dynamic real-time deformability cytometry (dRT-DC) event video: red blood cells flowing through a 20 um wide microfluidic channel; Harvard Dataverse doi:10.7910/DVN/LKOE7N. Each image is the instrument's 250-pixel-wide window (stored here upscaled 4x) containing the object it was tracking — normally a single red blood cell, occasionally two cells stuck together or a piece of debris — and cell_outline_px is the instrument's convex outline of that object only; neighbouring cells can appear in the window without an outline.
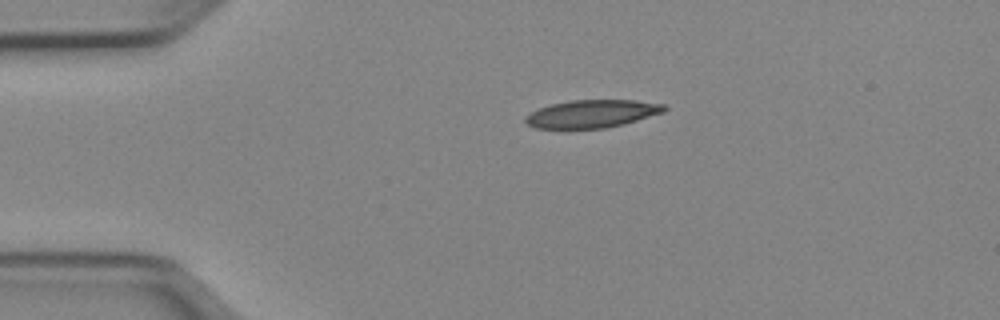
{"species": "Egyptian fruit bat (a non-hibernating species)", "species_latin": "Rousettus aegyptiacus", "temperature_condition": "cold", "stored_images_in_passage": 41, "camera_frame_rate_fps": 3000, "um_per_image_px": 0.085, "animal": {"sex": "female"}, "frame": {"image": 1, "passage_image": 1, "time_ms": 0.0, "image_size_px": [1000, 320], "cell_outline_px": [[668, 108], [664, 112], [624, 124], [604, 128], [536, 128], [528, 124], [524, 120], [524, 116], [540, 108], [552, 104], [572, 100], [636, 100], [664, 104]], "centroid_in_image_um": [50.35, 9.66], "position_along_channel_um": 34.7, "area_um2": 22.37}}
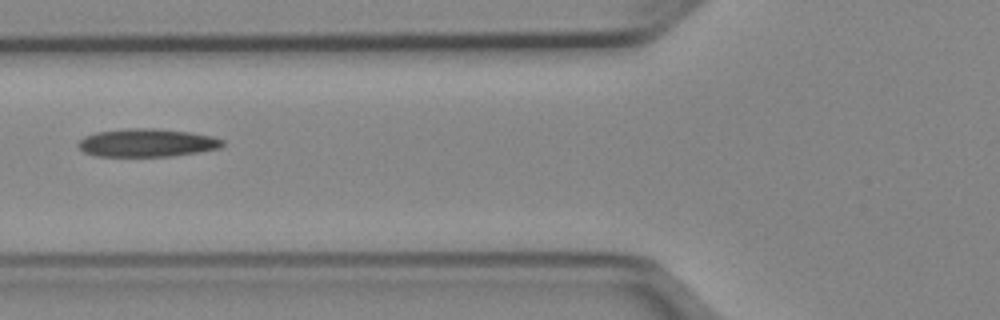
{"frame": {"image": 2, "passage_image": 10, "time_ms": 3.0, "image_size_px": [1000, 320], "cell_outline_px": [[224, 144], [220, 148], [172, 156], [96, 156], [84, 152], [76, 144], [84, 136], [96, 132], [128, 128], [156, 128], [188, 132], [212, 136], [224, 140]], "centroid_in_image_um": [12.47, 12.13], "position_along_channel_um": 113.3, "area_um2": 23.58}}
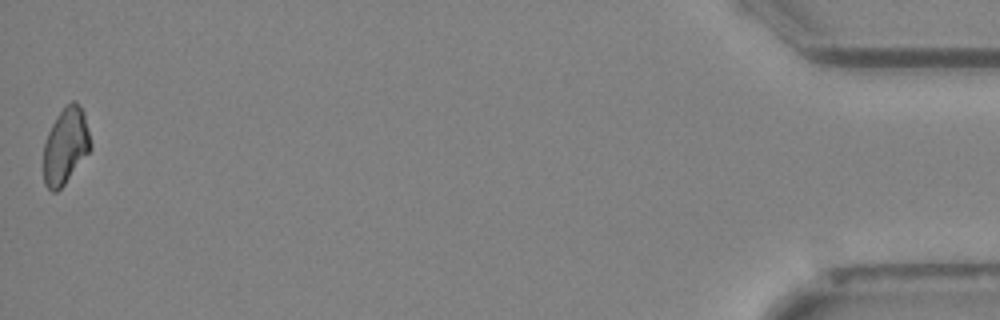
{"frame": {"image": 3, "passage_image": 41, "time_ms": 13.333, "image_size_px": [1000, 320], "cell_outline_px": [[92, 148], [64, 184], [56, 192], [52, 192], [44, 184], [44, 144], [48, 132], [56, 116], [64, 104], [72, 100], [76, 100], [84, 112], [92, 144]], "centroid_in_image_um": [5.58, 12.35], "position_along_channel_um": 429.6, "area_um2": 21.04}, "authors_computed_cell_mechanics": {"area_um2": 22.6576, "velocity_mm_per_s": 3.9742, "shape_relaxation_time_tau1_ms": 7.3555, "shape_relaxation_time_tau2_ms": null, "deformation_change_tau1": 0.1718, "deformation_change_tau2": null}}